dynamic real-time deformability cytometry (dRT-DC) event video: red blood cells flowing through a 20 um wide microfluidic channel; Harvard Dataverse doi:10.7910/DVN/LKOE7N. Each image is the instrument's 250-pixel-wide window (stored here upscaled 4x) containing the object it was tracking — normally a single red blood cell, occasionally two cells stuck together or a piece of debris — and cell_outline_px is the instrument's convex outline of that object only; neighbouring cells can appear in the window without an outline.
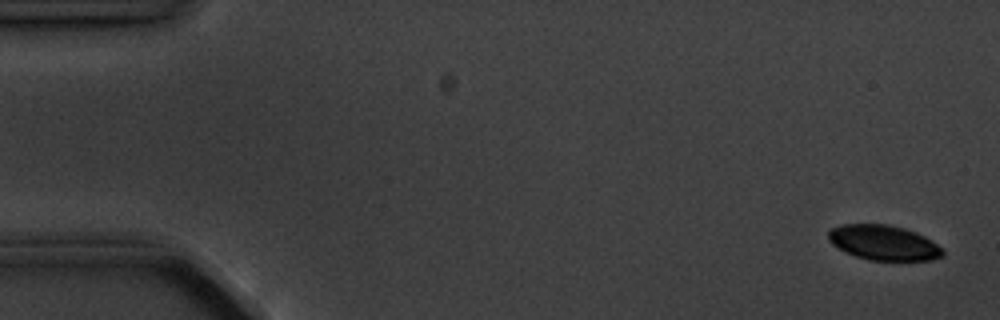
{"species": "common noctule bat (a hibernating species)", "species_latin": "Nyctalus noctula", "temperature_condition": "cold", "stored_images_in_passage": 6, "segment_of_instrument_passage": [1, 2], "camera_frame_rate_fps": 3000, "um_per_image_px": 0.085, "animal": {"sex": "male", "body_mass_g": 20.1, "forearm_length_mm": 53.5}, "frame": {"image": 1, "passage_image": 1, "time_ms": 0.0, "image_size_px": [1000, 320], "cell_outline_px": [[944, 256], [932, 260], [868, 260], [856, 256], [832, 244], [828, 240], [828, 232], [832, 228], [840, 224], [888, 224], [904, 228], [916, 232], [924, 236], [944, 248]], "centroid_in_image_um": [75.14, 20.62], "position_along_channel_um": 9.9, "area_um2": 23.35}}
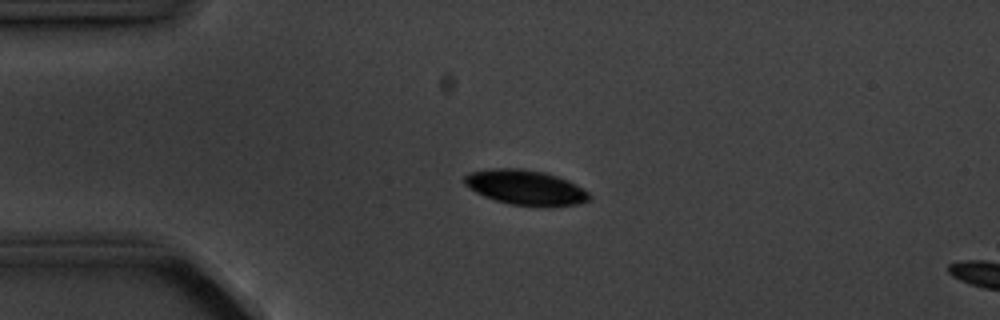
{"frame": {"image": 2, "passage_image": 4, "time_ms": 3.667, "image_size_px": [1000, 320], "cell_outline_px": [[592, 196], [588, 200], [576, 204], [544, 208], [512, 204], [496, 200], [484, 196], [476, 192], [464, 184], [464, 176], [468, 172], [492, 168], [516, 168], [544, 172], [568, 180], [576, 184], [588, 192]], "centroid_in_image_um": [44.67, 15.94], "position_along_channel_um": 40.3, "area_um2": 25.55}}